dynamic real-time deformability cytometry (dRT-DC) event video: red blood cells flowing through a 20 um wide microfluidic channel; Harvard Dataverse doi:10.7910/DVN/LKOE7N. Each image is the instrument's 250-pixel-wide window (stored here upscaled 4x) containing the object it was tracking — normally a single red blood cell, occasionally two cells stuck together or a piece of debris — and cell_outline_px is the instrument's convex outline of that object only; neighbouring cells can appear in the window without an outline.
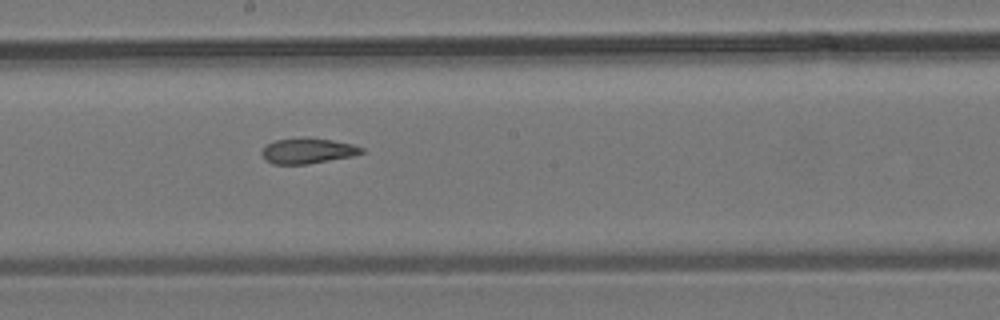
{"species": "common noctule bat (a hibernating species)", "species_latin": "Nyctalus noctula", "temperature_condition": "room temperature", "stored_images_in_passage": 8, "camera_frame_rate_fps": 3000, "um_per_image_px": 0.085, "animal": {"sex": "male", "body_mass_g": 19.2, "forearm_length_mm": 51.8}, "frame": {"image": 1, "passage_image": 8, "time_ms": 8.333, "image_size_px": [1000, 320], "cell_outline_px": [[364, 152], [352, 156], [308, 164], [272, 164], [264, 160], [260, 152], [268, 144], [276, 140], [304, 136], [308, 136], [332, 140], [352, 144], [364, 148]], "centroid_in_image_um": [26.13, 12.81], "position_along_channel_um": 222.1, "area_um2": 15.03}}